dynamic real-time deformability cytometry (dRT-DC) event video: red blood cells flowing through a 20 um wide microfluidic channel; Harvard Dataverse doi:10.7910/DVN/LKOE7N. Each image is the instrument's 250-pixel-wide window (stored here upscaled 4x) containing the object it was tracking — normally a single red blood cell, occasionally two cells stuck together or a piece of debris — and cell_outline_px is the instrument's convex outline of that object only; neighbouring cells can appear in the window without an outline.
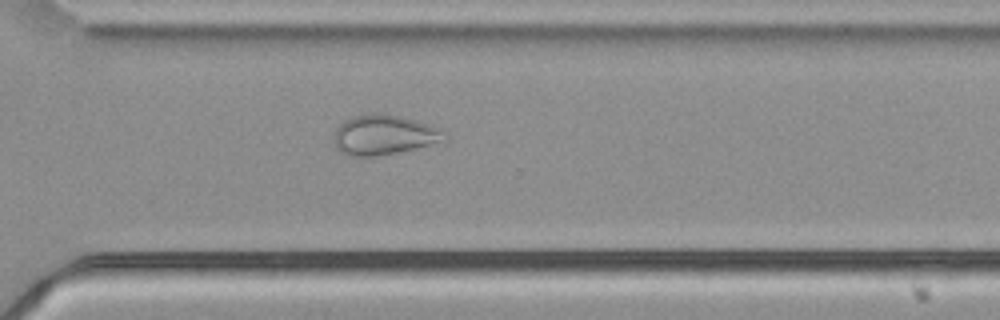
{"species": "common noctule bat (a hibernating species)", "species_latin": "Nyctalus noctula", "temperature_condition": "cold", "stored_images_in_passage": 54, "camera_frame_rate_fps": 3000, "um_per_image_px": 0.085, "animal": {"sex": "male", "body_mass_g": 21.5, "forearm_length_mm": 52.0}, "frame": {"image": 1, "passage_image": 39, "time_ms": 12.667, "image_size_px": [1000, 320], "cell_outline_px": [[448, 140], [444, 144], [376, 156], [348, 156], [340, 152], [336, 148], [332, 136], [336, 128], [344, 120], [352, 116], [368, 112], [384, 112], [404, 116], [428, 124], [444, 132]], "centroid_in_image_um": [32.66, 11.46], "position_along_channel_um": 337.9, "area_um2": 26.76}}